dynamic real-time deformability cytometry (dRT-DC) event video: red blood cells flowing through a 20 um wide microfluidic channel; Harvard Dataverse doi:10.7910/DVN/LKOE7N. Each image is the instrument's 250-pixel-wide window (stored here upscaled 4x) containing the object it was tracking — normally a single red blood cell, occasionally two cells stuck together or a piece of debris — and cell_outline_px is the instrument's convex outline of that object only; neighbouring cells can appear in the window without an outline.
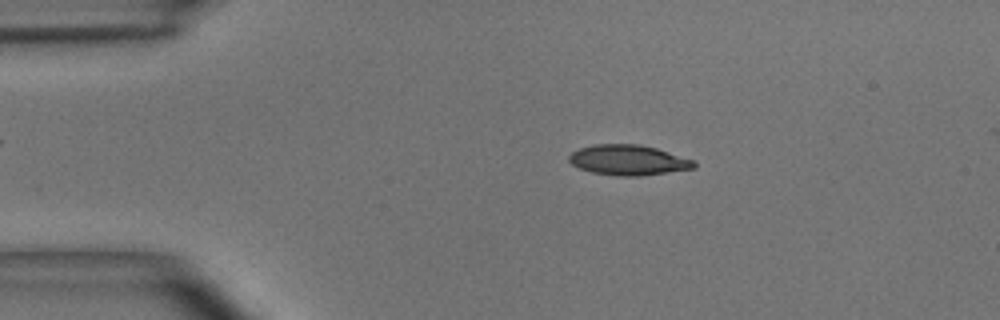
{"species": "common noctule bat (a hibernating species)", "species_latin": "Nyctalus noctula", "temperature_condition": "room temperature", "stored_images_in_passage": 47, "camera_frame_rate_fps": 3000, "um_per_image_px": 0.085, "animal": {"sex": "male", "body_mass_g": 15.6}, "frame": {"image": 1, "passage_image": 8, "time_ms": 2.333, "image_size_px": [1000, 320], "cell_outline_px": [[696, 168], [640, 176], [616, 176], [592, 172], [580, 168], [572, 164], [568, 160], [568, 156], [572, 152], [580, 148], [596, 144], [640, 144], [656, 148], [696, 160]], "centroid_in_image_um": [53.43, 13.6], "position_along_channel_um": 31.6, "area_um2": 22.14}}
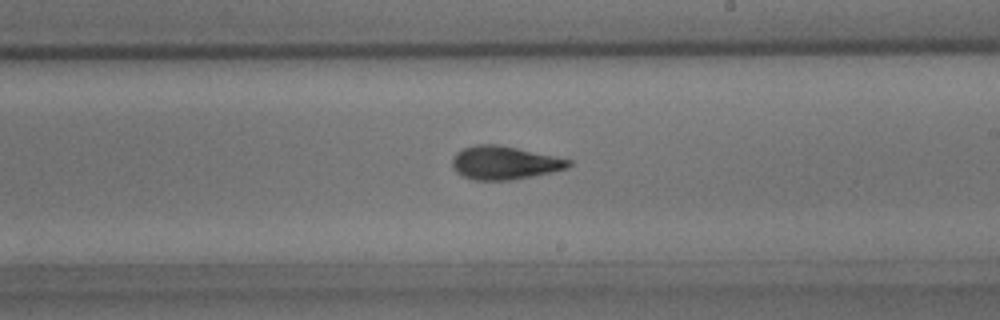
{"frame": {"image": 2, "passage_image": 27, "time_ms": 8.667, "image_size_px": [1000, 320], "cell_outline_px": [[572, 164], [568, 168], [552, 172], [512, 180], [476, 180], [464, 176], [456, 172], [452, 168], [452, 160], [456, 152], [464, 148], [476, 144], [500, 144], [572, 160]], "centroid_in_image_um": [42.88, 13.83], "position_along_channel_um": 246.1, "area_um2": 22.66}}
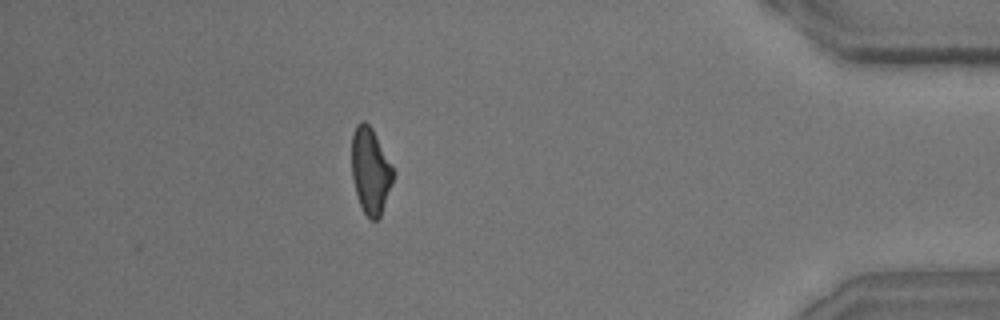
{"frame": {"image": 3, "passage_image": 42, "time_ms": 13.667, "image_size_px": [1000, 320], "cell_outline_px": [[396, 172], [380, 216], [376, 220], [372, 220], [364, 212], [356, 196], [352, 180], [352, 136], [356, 124], [360, 120], [364, 120], [372, 128]], "centroid_in_image_um": [31.49, 14.49], "position_along_channel_um": 403.7, "area_um2": 20.87}, "authors_computed_cell_mechanics": {"area_um2": 21.675, "velocity_mm_per_s": 4.064, "shape_relaxation_time_tau1_ms": 4.7196, "shape_relaxation_time_tau2_ms": 2.2115, "deformation_change_tau1": 0.1595, "deformation_change_tau2": 0.0905}}